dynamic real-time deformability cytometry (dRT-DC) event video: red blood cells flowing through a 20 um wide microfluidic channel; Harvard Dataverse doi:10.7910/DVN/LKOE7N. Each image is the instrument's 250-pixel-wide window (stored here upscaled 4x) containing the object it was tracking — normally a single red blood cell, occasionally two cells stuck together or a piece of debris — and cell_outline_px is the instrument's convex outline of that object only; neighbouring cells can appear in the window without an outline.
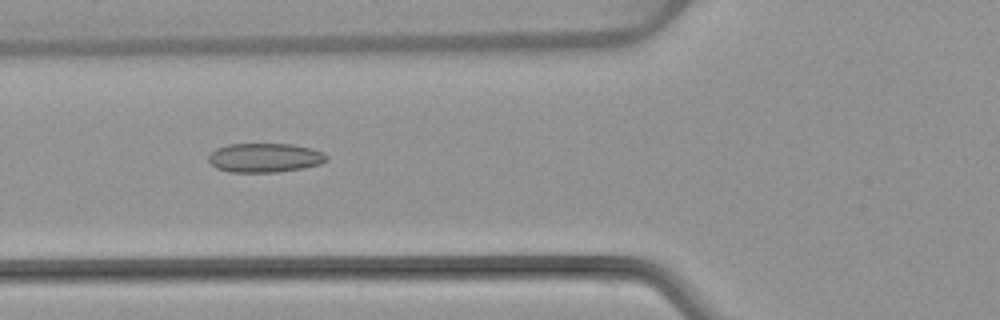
{"species": "common noctule bat (a hibernating species)", "species_latin": "Nyctalus noctula", "temperature_condition": "warm", "stored_images_in_passage": 5, "camera_frame_rate_fps": 3000, "um_per_image_px": 0.085, "animal": {"sex": "female", "body_mass_g": 22.7, "forearm_length_mm": 54.2}, "frame": {"image": 1, "passage_image": 5, "time_ms": 4.667, "image_size_px": [1000, 320], "cell_outline_px": [[328, 160], [320, 164], [304, 168], [276, 172], [228, 172], [216, 168], [208, 160], [208, 156], [216, 148], [228, 144], [292, 144], [312, 148], [324, 152], [328, 156]], "centroid_in_image_um": [22.53, 13.41], "position_along_channel_um": 103.3, "area_um2": 20.23}}